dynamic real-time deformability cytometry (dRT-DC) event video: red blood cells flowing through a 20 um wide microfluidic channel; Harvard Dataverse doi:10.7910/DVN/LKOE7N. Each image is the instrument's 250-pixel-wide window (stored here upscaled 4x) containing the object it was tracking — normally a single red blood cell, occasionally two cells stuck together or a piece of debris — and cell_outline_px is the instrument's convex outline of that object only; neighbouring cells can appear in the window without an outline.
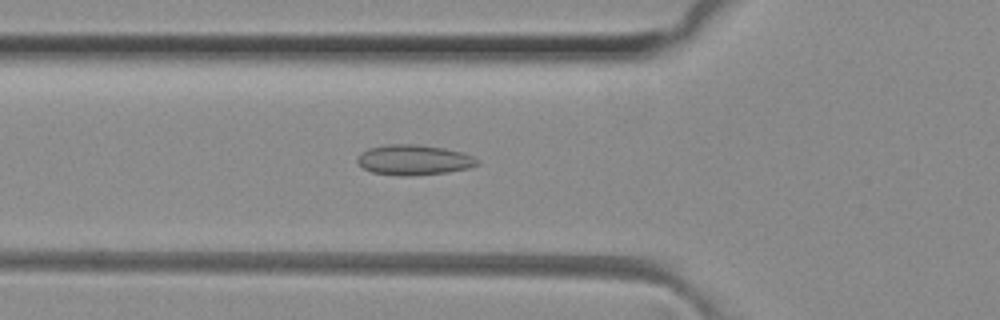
{"species": "common noctule bat (a hibernating species)", "species_latin": "Nyctalus noctula", "temperature_condition": "room temperature", "stored_images_in_passage": 49, "camera_frame_rate_fps": 3000, "um_per_image_px": 0.085, "animal": {"sex": "female", "body_mass_g": 29.2, "forearm_length_mm": 56.3}, "frame": {"image": 1, "passage_image": 17, "time_ms": 5.333, "image_size_px": [1000, 320], "cell_outline_px": [[480, 164], [468, 168], [448, 172], [412, 176], [400, 176], [372, 172], [364, 168], [356, 160], [360, 152], [368, 148], [388, 144], [416, 144], [444, 148], [464, 152], [480, 160]], "centroid_in_image_um": [35.2, 13.59], "position_along_channel_um": 90.6, "area_um2": 21.33}}
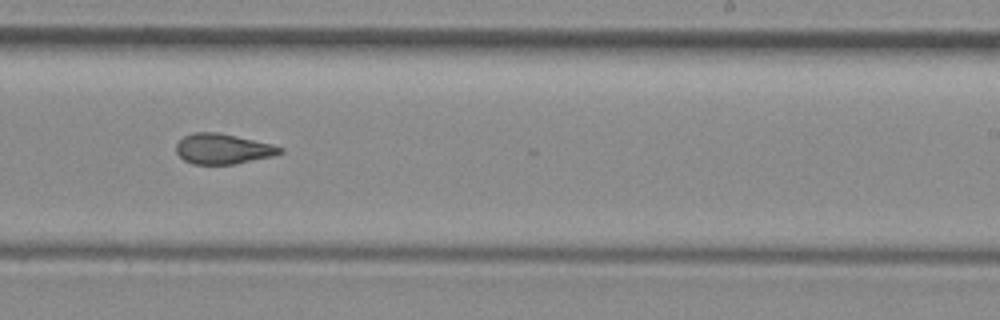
{"frame": {"image": 2, "passage_image": 30, "time_ms": 9.667, "image_size_px": [1000, 320], "cell_outline_px": [[284, 152], [276, 156], [236, 164], [192, 164], [184, 160], [176, 152], [176, 144], [184, 136], [192, 132], [216, 132], [236, 136], [272, 144], [284, 148]], "centroid_in_image_um": [18.98, 12.66], "position_along_channel_um": 270.0, "area_um2": 18.5}}
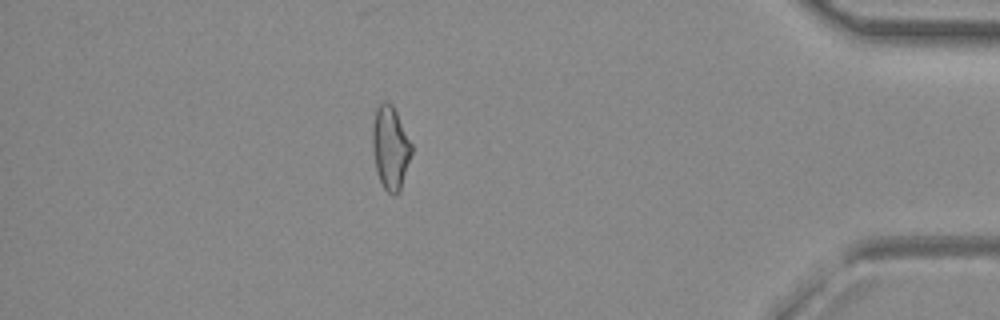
{"frame": {"image": 3, "passage_image": 43, "time_ms": 14.0, "image_size_px": [1000, 320], "cell_outline_px": [[412, 152], [400, 188], [396, 196], [392, 196], [384, 188], [380, 180], [376, 168], [372, 152], [372, 124], [376, 108], [384, 100], [388, 100], [392, 104], [412, 144]], "centroid_in_image_um": [33.16, 12.53], "position_along_channel_um": 402.0, "area_um2": 18.9}, "authors_computed_cell_mechanics": {"area_um2": 19.3052, "velocity_mm_per_s": 4.1338, "shape_relaxation_time_tau1_ms": null, "shape_relaxation_time_tau2_ms": 2.4521, "deformation_change_tau1": null, "deformation_change_tau2": 0.0961}}